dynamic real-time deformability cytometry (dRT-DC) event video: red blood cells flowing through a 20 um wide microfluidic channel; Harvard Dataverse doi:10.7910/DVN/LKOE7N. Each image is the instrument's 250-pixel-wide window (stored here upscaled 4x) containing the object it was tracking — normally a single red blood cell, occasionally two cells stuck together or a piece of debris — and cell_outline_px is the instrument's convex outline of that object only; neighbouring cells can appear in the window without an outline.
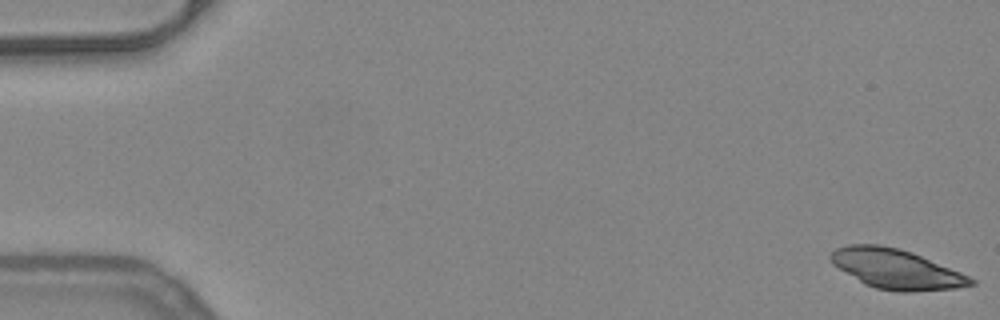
{"species": "common noctule bat (a hibernating species)", "species_latin": "Nyctalus noctula", "temperature_condition": "warm", "stored_images_in_passage": 53, "camera_frame_rate_fps": 3000, "um_per_image_px": 0.085, "animal": {"sex": "female", "body_mass_g": 24.6, "forearm_length_mm": 56.2}, "frame": {"image": 1, "passage_image": 1, "time_ms": 0.0, "image_size_px": [1000, 320], "cell_outline_px": [[976, 284], [956, 288], [912, 292], [900, 292], [876, 288], [864, 284], [832, 264], [828, 256], [836, 248], [848, 244], [880, 244], [912, 252], [960, 272], [976, 280]], "centroid_in_image_um": [76.16, 22.87], "position_along_channel_um": 8.8, "area_um2": 32.37}}
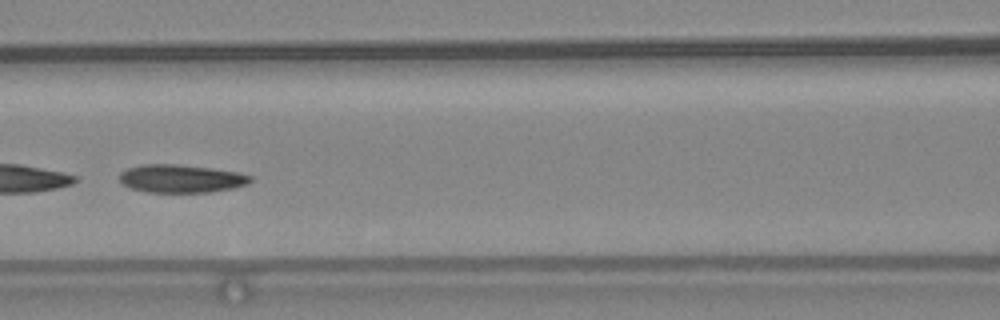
{"frame": {"image": 2, "passage_image": 24, "time_ms": 7.667, "image_size_px": [1000, 320], "cell_outline_px": [[252, 180], [248, 184], [232, 188], [208, 192], [148, 192], [132, 188], [120, 184], [120, 172], [128, 168], [140, 164], [176, 164], [212, 168], [236, 172], [252, 176]], "centroid_in_image_um": [15.37, 15.17], "position_along_channel_um": 151.2, "area_um2": 21.39}, "authors_computed_cell_mechanics": {"area_um2": 23.3512, "velocity_mm_per_s": 3.9357, "shape_relaxation_time_tau1_ms": 5.5517, "shape_relaxation_time_tau2_ms": 4.5588, "deformation_change_tau1": 0.1387, "deformation_change_tau2": 0.1043}}